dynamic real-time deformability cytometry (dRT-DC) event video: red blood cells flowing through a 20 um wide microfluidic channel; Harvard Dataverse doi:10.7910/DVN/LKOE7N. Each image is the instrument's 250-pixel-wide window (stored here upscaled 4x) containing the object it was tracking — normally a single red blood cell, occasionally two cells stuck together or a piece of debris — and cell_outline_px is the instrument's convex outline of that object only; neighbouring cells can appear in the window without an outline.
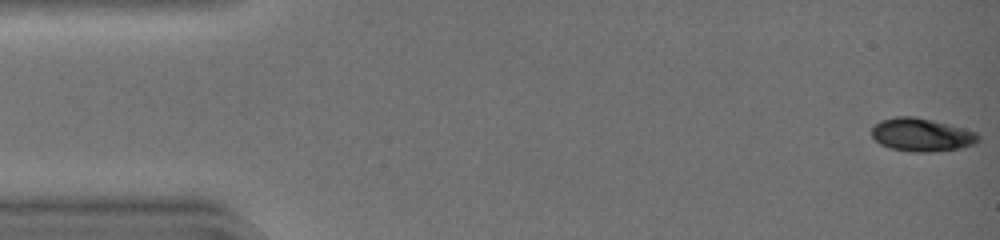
{"species": "common noctule bat (a hibernating species)", "species_latin": "Nyctalus noctula", "temperature_condition": "warm", "stored_images_in_passage": 36, "camera_frame_rate_fps": 3000, "um_per_image_px": 0.085, "animal": {"sex": "female", "body_mass_g": 19.0, "forearm_length_mm": 51.5}, "frame": {"image": 1, "passage_image": 1, "time_ms": 0.0, "image_size_px": [1000, 240], "cell_outline_px": [[980, 140], [976, 144], [960, 148], [928, 152], [912, 152], [892, 148], [880, 144], [872, 136], [872, 124], [880, 120], [896, 116], [916, 116], [932, 120], [976, 132], [980, 136]], "centroid_in_image_um": [78.32, 11.45], "position_along_channel_um": 6.7, "area_um2": 20.63}}
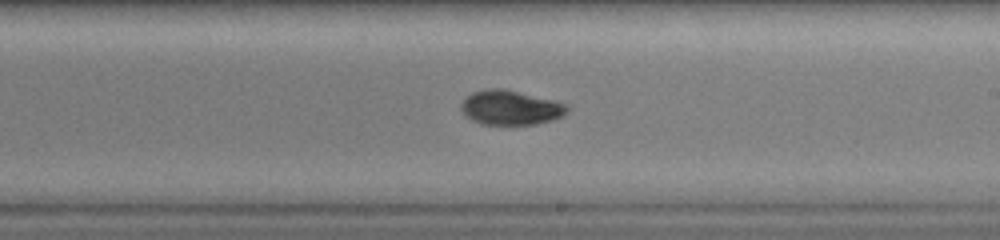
{"frame": {"image": 2, "passage_image": 27, "time_ms": 8.667, "image_size_px": [1000, 240], "cell_outline_px": [[568, 112], [564, 116], [552, 120], [536, 124], [480, 124], [464, 116], [460, 108], [460, 104], [464, 96], [472, 92], [484, 88], [504, 88], [556, 100], [568, 104]], "centroid_in_image_um": [43.38, 9.13], "position_along_channel_um": 245.6, "area_um2": 21.91}}
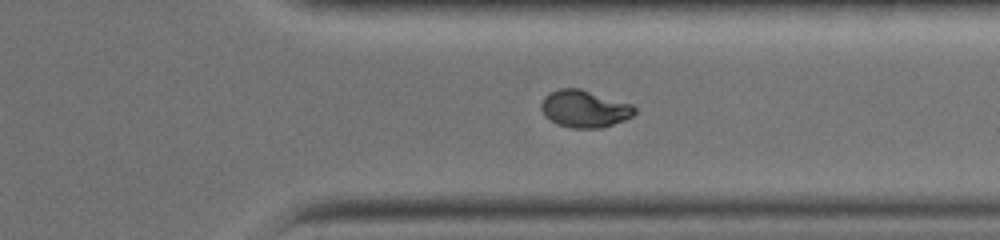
{"frame": {"image": 3, "passage_image": 35, "time_ms": 11.333, "image_size_px": [1000, 240], "cell_outline_px": [[636, 112], [632, 116], [624, 120], [604, 128], [572, 128], [556, 124], [544, 116], [540, 108], [540, 104], [544, 96], [560, 88], [580, 88], [632, 104], [636, 108]], "centroid_in_image_um": [49.67, 9.25], "position_along_channel_um": 361.7, "area_um2": 20.46}}